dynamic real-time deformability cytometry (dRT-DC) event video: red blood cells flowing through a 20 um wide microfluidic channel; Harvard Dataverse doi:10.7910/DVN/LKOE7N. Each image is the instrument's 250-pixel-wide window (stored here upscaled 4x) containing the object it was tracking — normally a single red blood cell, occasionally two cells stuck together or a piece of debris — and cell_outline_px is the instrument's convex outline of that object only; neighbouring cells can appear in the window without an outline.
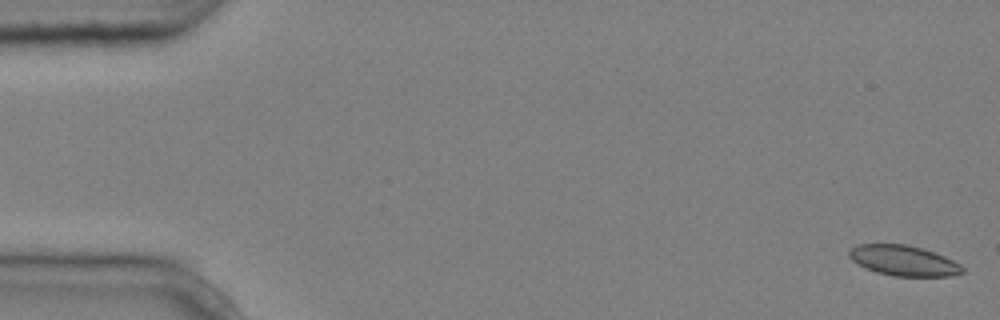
{"species": "common noctule bat (a hibernating species)", "species_latin": "Nyctalus noctula", "temperature_condition": "cold", "stored_images_in_passage": 5, "camera_frame_rate_fps": 3000, "um_per_image_px": 0.085, "animal": {"sex": "male", "body_mass_g": 20.4}, "frame": {"image": 1, "passage_image": 1, "time_ms": 0.0, "image_size_px": [1000, 320], "cell_outline_px": [[964, 272], [952, 276], [892, 276], [876, 272], [864, 268], [852, 260], [848, 256], [848, 252], [856, 244], [904, 244], [920, 248], [944, 256], [960, 264], [964, 268]], "centroid_in_image_um": [76.78, 22.16], "position_along_channel_um": 8.2, "area_um2": 20.0}}